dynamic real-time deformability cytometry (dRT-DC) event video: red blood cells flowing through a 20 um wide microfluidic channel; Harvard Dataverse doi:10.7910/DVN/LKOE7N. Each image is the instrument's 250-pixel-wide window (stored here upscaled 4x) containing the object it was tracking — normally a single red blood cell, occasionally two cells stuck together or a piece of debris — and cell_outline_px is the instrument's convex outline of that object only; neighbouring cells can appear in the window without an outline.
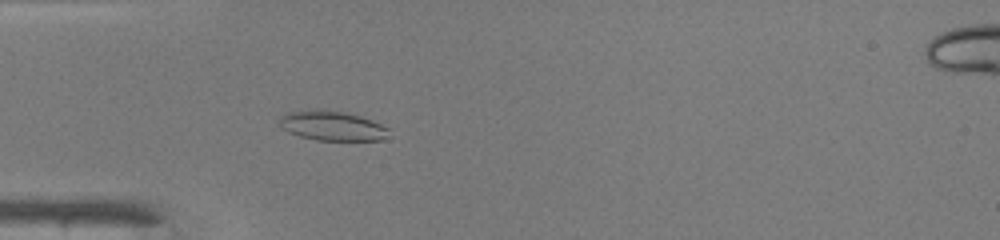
{"species": "common noctule bat (a hibernating species)", "species_latin": "Nyctalus noctula", "temperature_condition": "warm", "stored_images_in_passage": 34, "camera_frame_rate_fps": 3000, "um_per_image_px": 0.085, "animal": {"sex": "male", "body_mass_g": 19.0, "forearm_length_mm": 50.8}, "frame": {"image": 1, "passage_image": 1, "time_ms": 0.0, "image_size_px": [1000, 240], "cell_outline_px": [[388, 128], [384, 140], [316, 140], [300, 136], [288, 132], [280, 128], [280, 116], [288, 112], [340, 112], [360, 116], [380, 124]], "centroid_in_image_um": [28.22, 10.74], "position_along_channel_um": 56.8, "area_um2": 17.98}}
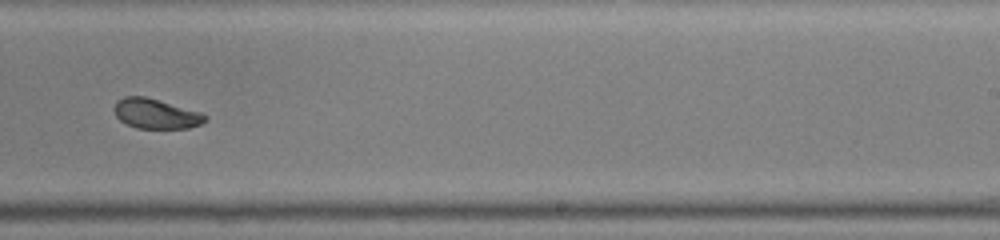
{"frame": {"image": 2, "passage_image": 17, "time_ms": 5.333, "image_size_px": [1000, 240], "cell_outline_px": [[208, 120], [200, 124], [188, 128], [136, 128], [120, 120], [116, 116], [112, 108], [116, 100], [124, 96], [144, 96], [200, 112], [208, 116]], "centroid_in_image_um": [13.22, 9.66], "position_along_channel_um": 275.8, "area_um2": 15.84}}
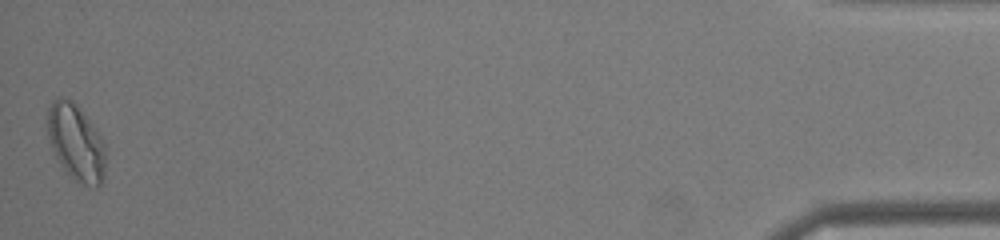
{"frame": {"image": 3, "passage_image": 34, "time_ms": 11.0, "image_size_px": [1000, 240], "cell_outline_px": [[104, 176], [100, 184], [96, 188], [84, 184], [76, 180], [60, 164], [52, 148], [48, 136], [48, 108], [52, 100], [60, 96], [72, 100], [92, 124], [100, 136], [104, 148]], "centroid_in_image_um": [6.44, 12.09], "position_along_channel_um": 428.8, "area_um2": 25.26}, "authors_computed_cell_mechanics": {"area_um2": 16.8776, "velocity_mm_per_s": 4.2419, "shape_relaxation_time_tau1_ms": 3.4227, "shape_relaxation_time_tau2_ms": 1.7417, "deformation_change_tau1": 0.1501, "deformation_change_tau2": 0.0648}}